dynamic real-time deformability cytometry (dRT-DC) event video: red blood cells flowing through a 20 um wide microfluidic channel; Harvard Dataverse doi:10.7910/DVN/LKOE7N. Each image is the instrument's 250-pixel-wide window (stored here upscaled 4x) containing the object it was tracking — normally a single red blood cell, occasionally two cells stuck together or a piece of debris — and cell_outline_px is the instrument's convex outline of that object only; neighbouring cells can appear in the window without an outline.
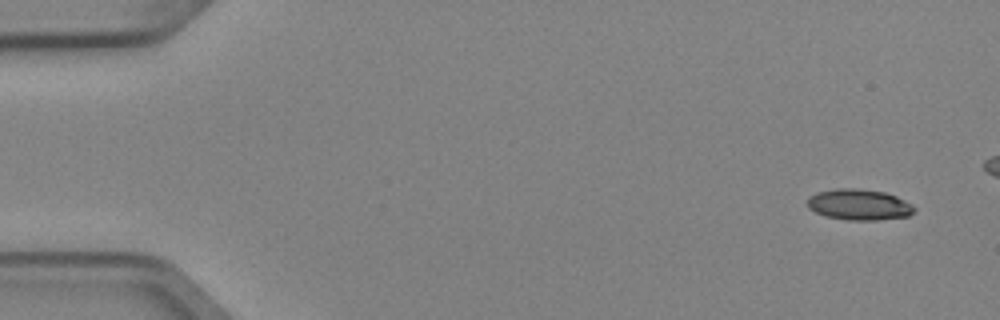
{"species": "Egyptian fruit bat (a non-hibernating species)", "species_latin": "Rousettus aegyptiacus", "temperature_condition": "cold", "stored_images_in_passage": 5, "camera_frame_rate_fps": 3000, "um_per_image_px": 0.085, "animal": {"sex": "female"}, "frame": {"image": 1, "passage_image": 1, "time_ms": 0.0, "image_size_px": [1000, 320], "cell_outline_px": [[916, 208], [908, 216], [876, 220], [848, 220], [824, 216], [808, 208], [808, 196], [816, 192], [836, 188], [856, 188], [884, 192], [896, 196], [912, 204]], "centroid_in_image_um": [72.99, 17.39], "position_along_channel_um": 12.0, "area_um2": 19.31}}
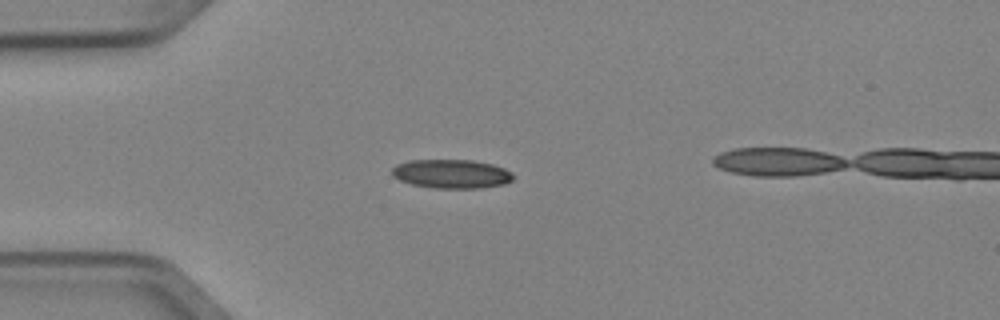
{"frame": {"image": 2, "passage_image": 4, "time_ms": 1.0, "image_size_px": [1000, 320], "cell_outline_px": [[512, 180], [504, 184], [480, 188], [436, 188], [412, 184], [400, 180], [392, 176], [392, 168], [396, 164], [408, 160], [472, 160], [492, 164], [504, 168], [512, 172]], "centroid_in_image_um": [38.36, 14.77], "position_along_channel_um": 46.6, "area_um2": 20.4}}